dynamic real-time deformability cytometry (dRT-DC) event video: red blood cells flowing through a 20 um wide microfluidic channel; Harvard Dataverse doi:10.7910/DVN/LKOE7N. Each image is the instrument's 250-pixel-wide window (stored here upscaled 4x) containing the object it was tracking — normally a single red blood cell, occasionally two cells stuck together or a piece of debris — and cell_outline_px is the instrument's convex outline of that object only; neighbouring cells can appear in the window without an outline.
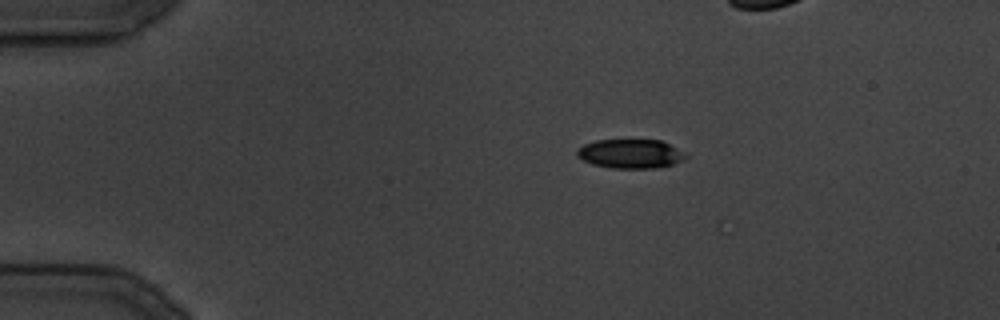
{"species": "common noctule bat (a hibernating species)", "species_latin": "Nyctalus noctula", "temperature_condition": "cold", "stored_images_in_passage": 88, "camera_frame_rate_fps": 3000, "um_per_image_px": 0.085, "animal": {"sex": "male", "body_mass_g": 19.5, "forearm_length_mm": 54.6}, "frame": {"image": 1, "passage_image": 1, "time_ms": 0.0, "image_size_px": [1000, 320], "cell_outline_px": [[688, 156], [684, 160], [672, 164], [652, 168], [612, 168], [592, 164], [576, 156], [576, 152], [584, 144], [596, 140], [660, 140], [688, 152]], "centroid_in_image_um": [53.63, 13.06], "position_along_channel_um": 31.4, "area_um2": 18.5}}
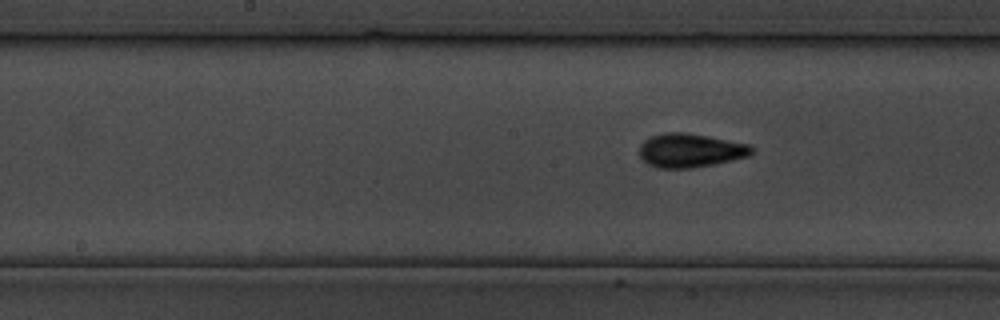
{"frame": {"image": 2, "passage_image": 41, "time_ms": 13.333, "image_size_px": [1000, 320], "cell_outline_px": [[756, 148], [748, 156], [712, 164], [692, 168], [656, 168], [648, 164], [640, 156], [640, 144], [644, 140], [652, 136], [664, 132], [684, 132], [708, 136], [752, 144]], "centroid_in_image_um": [58.69, 12.77], "position_along_channel_um": 189.5, "area_um2": 22.2}}
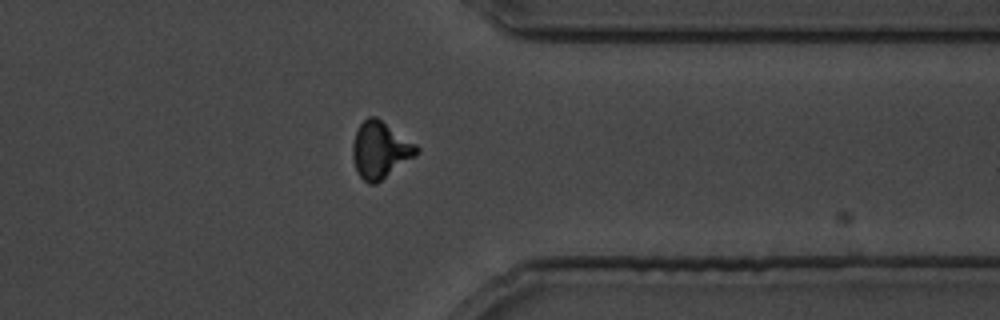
{"frame": {"image": 3, "passage_image": 77, "time_ms": 25.333, "image_size_px": [1000, 320], "cell_outline_px": [[420, 152], [416, 156], [376, 184], [368, 184], [360, 176], [356, 168], [352, 156], [352, 144], [356, 132], [360, 124], [368, 116], [376, 116], [416, 144], [420, 148]], "centroid_in_image_um": [32.33, 12.75], "position_along_channel_um": 379.1, "area_um2": 21.15}}